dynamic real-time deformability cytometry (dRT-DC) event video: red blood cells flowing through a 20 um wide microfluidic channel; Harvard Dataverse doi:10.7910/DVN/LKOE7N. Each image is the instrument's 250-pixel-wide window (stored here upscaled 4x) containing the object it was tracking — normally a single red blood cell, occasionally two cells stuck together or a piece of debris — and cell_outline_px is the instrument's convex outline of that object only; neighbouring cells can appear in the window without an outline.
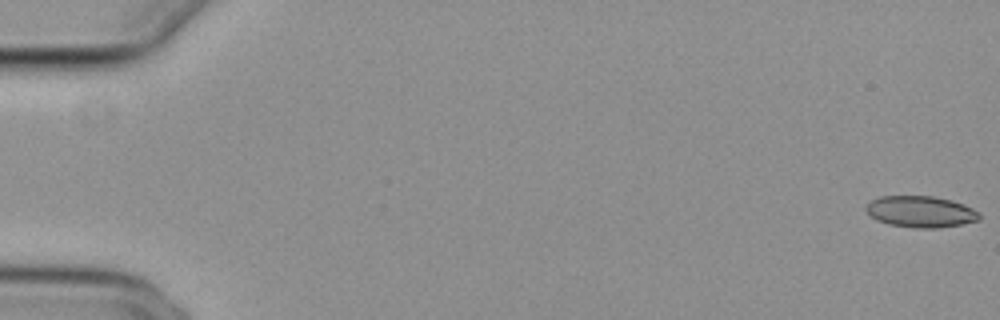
{"species": "common noctule bat (a hibernating species)", "species_latin": "Nyctalus noctula", "temperature_condition": "cold", "stored_images_in_passage": 50, "camera_frame_rate_fps": 3000, "um_per_image_px": 0.085, "animal": {"sex": "female", "body_mass_g": 29.2, "forearm_length_mm": 56.3}, "frame": {"image": 1, "passage_image": 1, "time_ms": 0.0, "image_size_px": [1000, 320], "cell_outline_px": [[980, 220], [960, 224], [936, 228], [912, 228], [888, 224], [876, 220], [864, 208], [872, 200], [880, 196], [932, 196], [952, 200], [964, 204], [980, 212]], "centroid_in_image_um": [78.27, 17.99], "position_along_channel_um": 6.7, "area_um2": 20.75}}
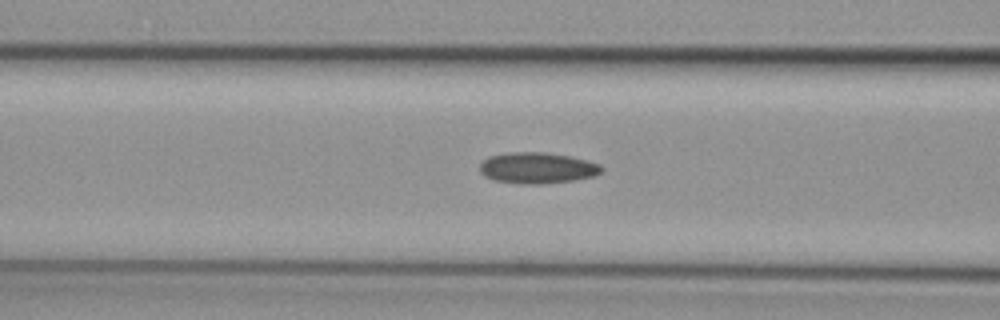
{"frame": {"image": 2, "passage_image": 23, "time_ms": 7.333, "image_size_px": [1000, 320], "cell_outline_px": [[604, 168], [596, 176], [572, 180], [540, 184], [524, 184], [496, 180], [484, 176], [480, 172], [480, 164], [488, 156], [508, 152], [544, 152], [568, 156], [588, 160], [600, 164]], "centroid_in_image_um": [45.68, 14.27], "position_along_channel_um": 120.9, "area_um2": 22.02}}
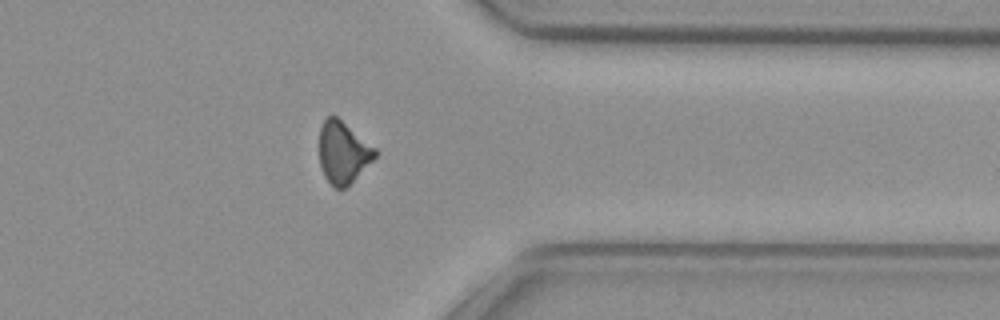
{"frame": {"image": 3, "passage_image": 44, "time_ms": 14.333, "image_size_px": [1000, 320], "cell_outline_px": [[376, 156], [344, 188], [336, 188], [324, 176], [320, 164], [320, 128], [324, 120], [328, 116], [336, 116], [376, 148]], "centroid_in_image_um": [29.14, 12.93], "position_along_channel_um": 382.3, "area_um2": 19.48}, "authors_computed_cell_mechanics": {"area_um2": 21.0392, "velocity_mm_per_s": 3.8489, "shape_relaxation_time_tau1_ms": null, "shape_relaxation_time_tau2_ms": 9.7559, "deformation_change_tau1": null, "deformation_change_tau2": 0.1786}}